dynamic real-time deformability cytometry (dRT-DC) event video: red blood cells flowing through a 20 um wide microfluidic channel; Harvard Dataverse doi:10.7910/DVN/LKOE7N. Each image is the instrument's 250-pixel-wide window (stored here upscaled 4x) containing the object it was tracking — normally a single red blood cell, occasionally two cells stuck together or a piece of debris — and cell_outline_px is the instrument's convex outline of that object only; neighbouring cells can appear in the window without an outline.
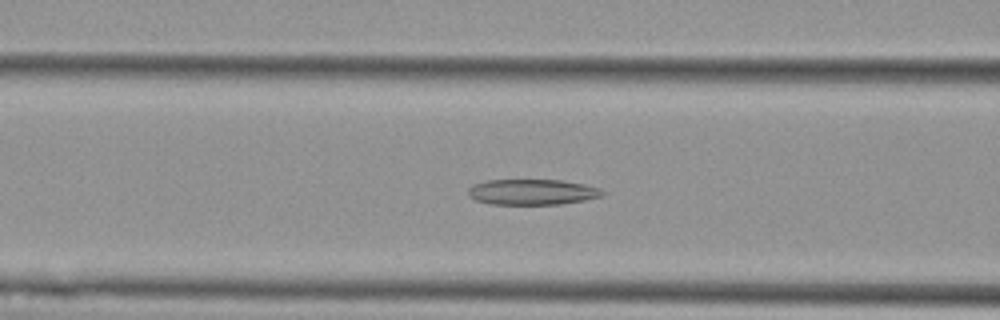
{"species": "Egyptian fruit bat (a non-hibernating species)", "species_latin": "Rousettus aegyptiacus", "temperature_condition": "cold", "stored_images_in_passage": 32, "camera_frame_rate_fps": 3000, "um_per_image_px": 0.085, "animal": {"sex": "female"}, "frame": {"image": 1, "passage_image": 10, "time_ms": 3.0, "image_size_px": [1000, 320], "cell_outline_px": [[604, 196], [584, 200], [560, 204], [488, 204], [476, 200], [468, 196], [468, 188], [472, 184], [488, 180], [560, 180], [584, 184], [600, 188], [604, 192]], "centroid_in_image_um": [45.22, 16.32], "position_along_channel_um": 121.4, "area_um2": 20.11}}
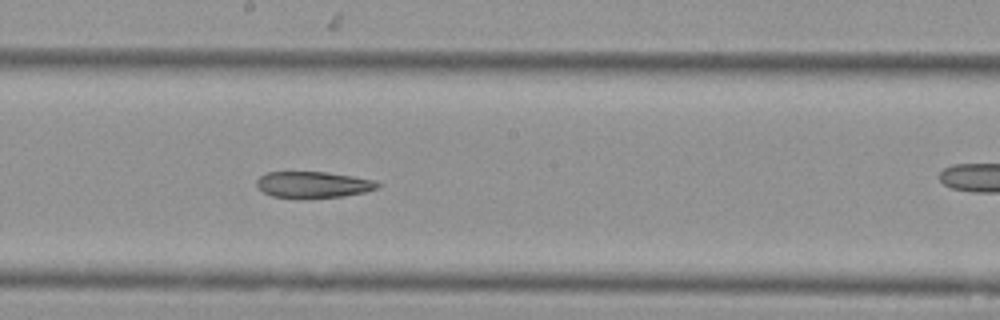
{"frame": {"image": 2, "passage_image": 18, "time_ms": 5.667, "image_size_px": [1000, 320], "cell_outline_px": [[380, 188], [364, 192], [344, 196], [272, 196], [256, 188], [256, 180], [260, 176], [268, 172], [328, 172], [352, 176], [372, 180], [380, 184]], "centroid_in_image_um": [26.61, 15.66], "position_along_channel_um": 221.6, "area_um2": 17.98}}
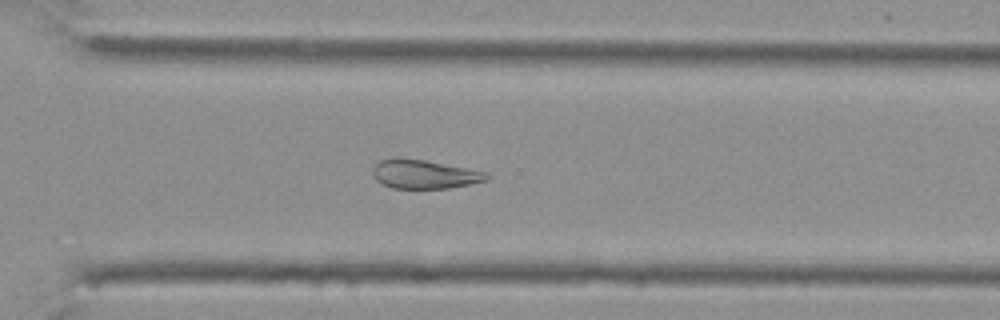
{"frame": {"image": 3, "passage_image": 27, "time_ms": 8.667, "image_size_px": [1000, 320], "cell_outline_px": [[492, 176], [488, 180], [472, 184], [448, 188], [392, 188], [380, 184], [372, 176], [372, 168], [380, 160], [392, 156], [396, 156], [424, 160], [484, 172]], "centroid_in_image_um": [35.99, 14.8], "position_along_channel_um": 334.6, "area_um2": 19.36}}